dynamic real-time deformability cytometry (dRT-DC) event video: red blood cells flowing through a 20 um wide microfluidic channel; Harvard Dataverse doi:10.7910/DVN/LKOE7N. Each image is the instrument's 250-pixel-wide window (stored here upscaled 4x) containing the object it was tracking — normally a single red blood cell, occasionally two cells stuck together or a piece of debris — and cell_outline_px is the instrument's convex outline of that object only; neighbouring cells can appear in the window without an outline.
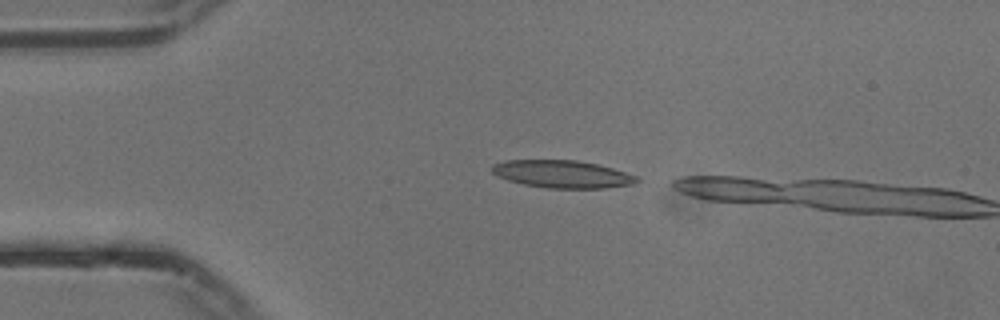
{"species": "common noctule bat (a hibernating species)", "species_latin": "Nyctalus noctula", "temperature_condition": "cold", "stored_images_in_passage": 5, "camera_frame_rate_fps": 3000, "um_per_image_px": 0.085, "animal": {"sex": "male", "body_mass_g": 13.3}, "frame": {"image": 1, "passage_image": 2, "time_ms": 0.333, "image_size_px": [1000, 320], "cell_outline_px": [[640, 180], [632, 184], [604, 188], [548, 188], [524, 184], [508, 180], [496, 176], [492, 172], [492, 164], [504, 160], [576, 160], [596, 164], [612, 168], [636, 176]], "centroid_in_image_um": [47.75, 14.79], "position_along_channel_um": 37.2, "area_um2": 23.12}}